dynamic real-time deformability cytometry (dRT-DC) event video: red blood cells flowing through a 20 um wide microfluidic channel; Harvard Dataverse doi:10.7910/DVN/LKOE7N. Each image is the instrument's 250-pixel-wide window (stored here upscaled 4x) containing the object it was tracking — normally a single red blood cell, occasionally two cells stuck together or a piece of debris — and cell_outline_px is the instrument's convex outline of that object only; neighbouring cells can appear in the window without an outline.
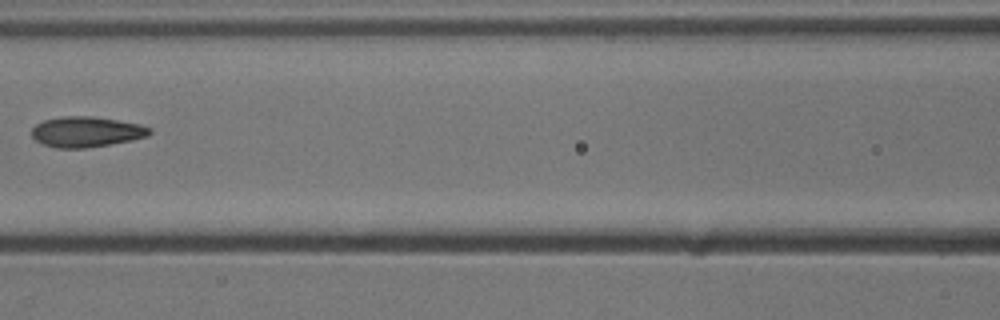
{"species": "common noctule bat (a hibernating species)", "species_latin": "Nyctalus noctula", "temperature_condition": "cold", "stored_images_in_passage": 7, "camera_frame_rate_fps": 3000, "um_per_image_px": 0.085, "animal": {"sex": "male", "body_mass_g": 13.3}, "frame": {"image": 1, "passage_image": 7, "time_ms": 2.0, "image_size_px": [1000, 320], "cell_outline_px": [[152, 132], [148, 136], [132, 140], [84, 148], [56, 148], [44, 144], [36, 140], [32, 136], [32, 128], [36, 124], [44, 120], [60, 116], [92, 116], [140, 124], [152, 128]], "centroid_in_image_um": [7.34, 11.2], "position_along_channel_um": 159.3, "area_um2": 20.87}}